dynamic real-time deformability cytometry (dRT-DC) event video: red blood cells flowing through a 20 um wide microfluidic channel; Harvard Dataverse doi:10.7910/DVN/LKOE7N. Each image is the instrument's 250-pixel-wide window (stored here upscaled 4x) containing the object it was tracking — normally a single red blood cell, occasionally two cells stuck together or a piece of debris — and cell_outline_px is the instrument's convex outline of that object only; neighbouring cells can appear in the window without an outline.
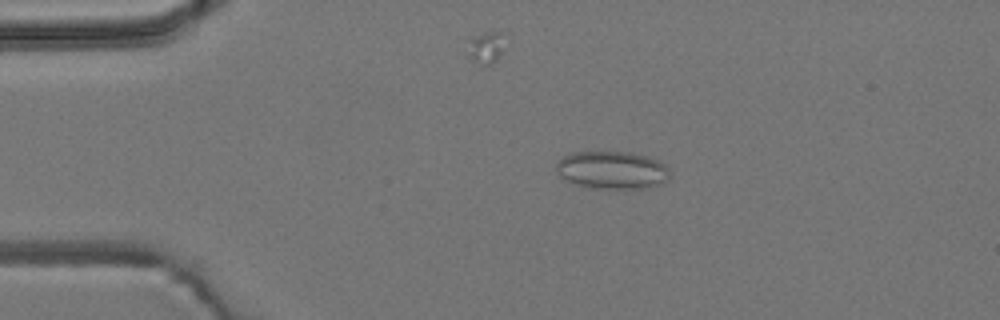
{"species": "common noctule bat (a hibernating species)", "species_latin": "Nyctalus noctula", "temperature_condition": "room temperature", "stored_images_in_passage": 4, "camera_frame_rate_fps": 3000, "um_per_image_px": 0.085, "animal": {"sex": "male", "body_mass_g": 19.2, "forearm_length_mm": 51.8}, "frame": {"image": 1, "passage_image": 2, "time_ms": 0.333, "image_size_px": [1000, 320], "cell_outline_px": [[668, 180], [660, 184], [648, 188], [600, 188], [580, 184], [568, 180], [560, 176], [556, 168], [556, 164], [564, 156], [572, 152], [628, 152], [648, 156], [660, 160], [668, 168]], "centroid_in_image_um": [52.08, 14.44], "position_along_channel_um": 32.9, "area_um2": 24.68}}